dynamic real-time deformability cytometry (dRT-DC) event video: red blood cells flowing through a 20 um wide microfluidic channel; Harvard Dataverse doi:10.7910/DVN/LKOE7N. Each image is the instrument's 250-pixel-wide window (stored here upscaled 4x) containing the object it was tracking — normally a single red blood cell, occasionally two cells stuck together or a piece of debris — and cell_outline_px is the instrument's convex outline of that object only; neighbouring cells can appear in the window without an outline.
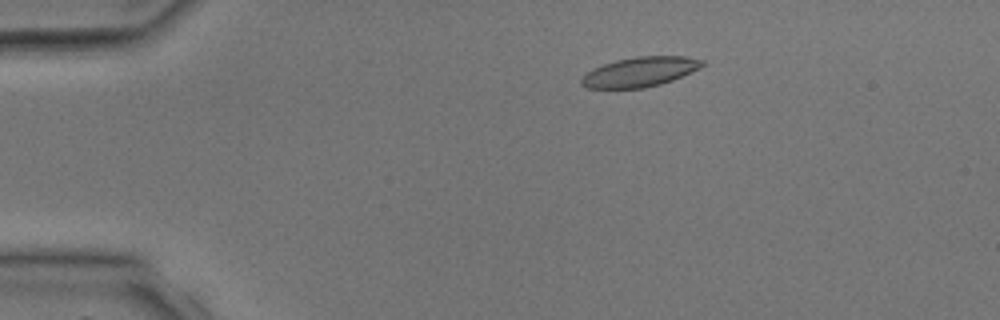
{"species": "common noctule bat (a hibernating species)", "species_latin": "Nyctalus noctula", "temperature_condition": "room temperature", "stored_images_in_passage": 2, "camera_frame_rate_fps": 3000, "um_per_image_px": 0.085, "animal": {"sex": "male", "body_mass_g": 17.9, "forearm_length_mm": 54.2}, "frame": {"image": 1, "passage_image": 1, "time_ms": 0.0, "image_size_px": [1000, 320], "cell_outline_px": [[704, 64], [700, 68], [672, 80], [660, 84], [644, 88], [588, 88], [580, 84], [580, 80], [592, 68], [616, 60], [636, 56], [684, 56], [704, 60]], "centroid_in_image_um": [54.39, 6.1], "position_along_channel_um": 30.6, "area_um2": 20.81}}